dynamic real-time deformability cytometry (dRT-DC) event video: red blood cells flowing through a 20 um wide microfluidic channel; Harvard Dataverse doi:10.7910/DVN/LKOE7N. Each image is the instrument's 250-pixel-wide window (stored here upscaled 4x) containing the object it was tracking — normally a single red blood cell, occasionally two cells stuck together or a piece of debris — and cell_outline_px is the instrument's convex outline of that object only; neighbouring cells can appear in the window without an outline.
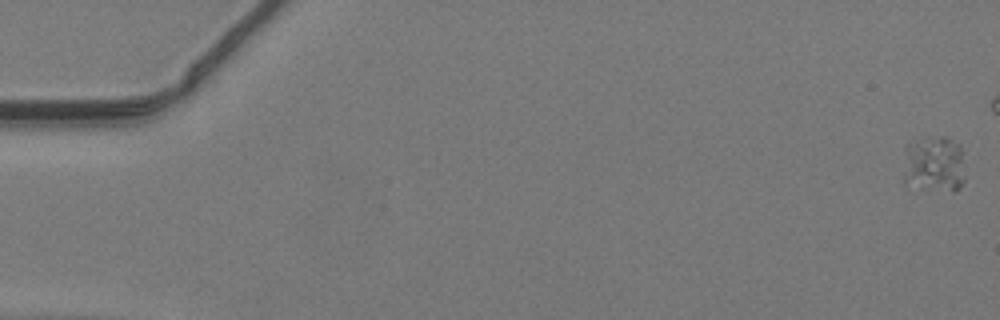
{"species": "common noctule bat (a hibernating species)", "species_latin": "Nyctalus noctula", "temperature_condition": "warm", "stored_images_in_passage": 20, "segment_of_instrument_passage": [1, 2], "camera_frame_rate_fps": 3000, "um_per_image_px": 0.085, "animal": {"sex": "male", "body_mass_g": 19.2, "forearm_length_mm": 51.8}, "frame": {"image": 1, "passage_image": 1, "time_ms": 0.0, "image_size_px": [1000, 320], "cell_outline_px": [[964, 180], [960, 188], [956, 192], [952, 192], [920, 188], [904, 184], [904, 172], [908, 144], [912, 140], [940, 136], [948, 136], [960, 144]], "centroid_in_image_um": [79.42, 13.97], "position_along_channel_um": 5.6, "area_um2": 20.52}}
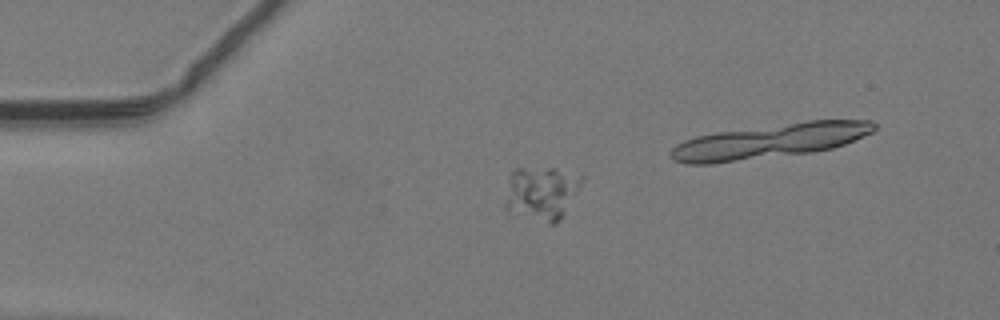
{"frame": {"image": 2, "passage_image": 13, "time_ms": 4.0, "image_size_px": [1000, 320], "cell_outline_px": [[584, 180], [560, 220], [556, 224], [552, 224], [508, 216], [504, 212], [504, 200], [508, 176], [512, 168], [556, 168], [584, 176]], "centroid_in_image_um": [45.93, 16.45], "position_along_channel_um": 39.1, "area_um2": 25.09}}
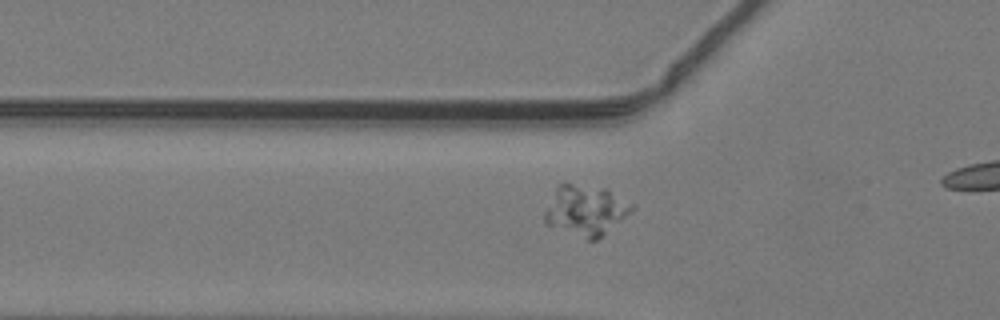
{"frame": {"image": 3, "passage_image": 18, "time_ms": 5.667, "image_size_px": [1000, 320], "cell_outline_px": [[636, 208], [632, 212], [596, 240], [588, 240], [544, 224], [544, 212], [556, 188], [564, 180], [604, 188], [632, 204]], "centroid_in_image_um": [49.75, 17.85], "position_along_channel_um": 76.1, "area_um2": 25.72}}